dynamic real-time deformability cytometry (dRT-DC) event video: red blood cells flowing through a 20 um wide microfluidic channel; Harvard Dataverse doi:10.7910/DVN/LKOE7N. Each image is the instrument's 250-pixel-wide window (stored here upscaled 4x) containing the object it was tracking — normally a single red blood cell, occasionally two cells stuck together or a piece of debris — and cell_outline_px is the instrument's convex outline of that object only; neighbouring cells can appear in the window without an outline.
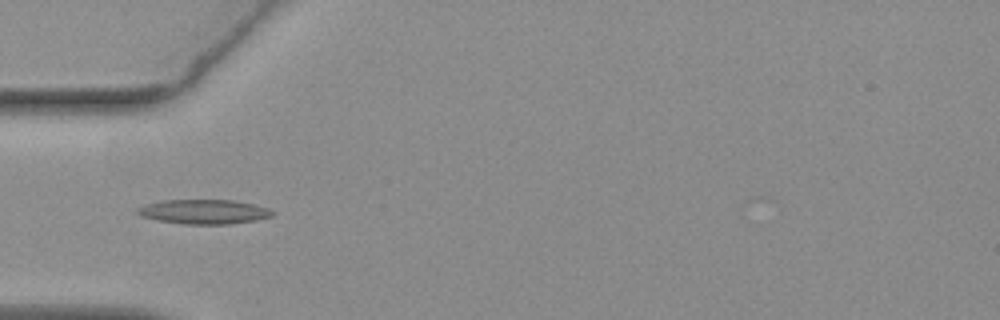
{"species": "common noctule bat (a hibernating species)", "species_latin": "Nyctalus noctula", "temperature_condition": "warm", "stored_images_in_passage": 26, "camera_frame_rate_fps": 3000, "um_per_image_px": 0.085, "animal": {"sex": "female", "body_mass_g": 19.3, "forearm_length_mm": 54.1}, "frame": {"image": 1, "passage_image": 4, "time_ms": 1.0, "image_size_px": [1000, 320], "cell_outline_px": [[276, 212], [272, 216], [256, 220], [228, 224], [184, 224], [156, 220], [140, 216], [136, 212], [136, 208], [144, 204], [164, 200], [232, 200], [252, 204], [268, 208]], "centroid_in_image_um": [17.3, 18.0], "position_along_channel_um": 67.7, "area_um2": 19.31}}
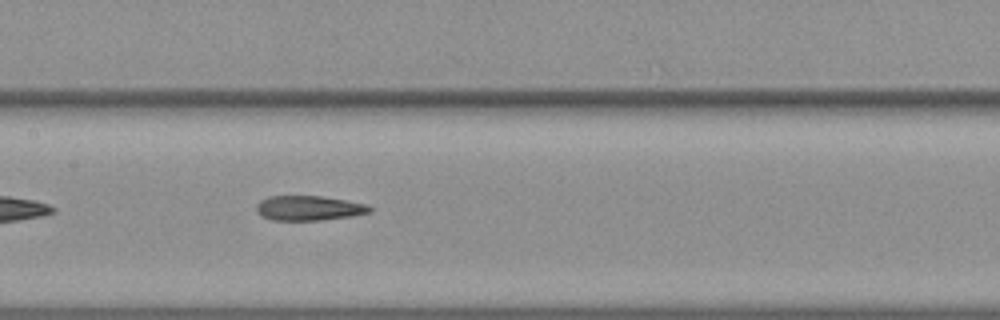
{"frame": {"image": 2, "passage_image": 13, "time_ms": 4.0, "image_size_px": [1000, 320], "cell_outline_px": [[372, 212], [352, 216], [320, 220], [272, 220], [256, 212], [256, 204], [260, 200], [268, 196], [320, 196], [368, 204], [372, 208]], "centroid_in_image_um": [26.25, 17.68], "position_along_channel_um": 181.1, "area_um2": 16.36}}
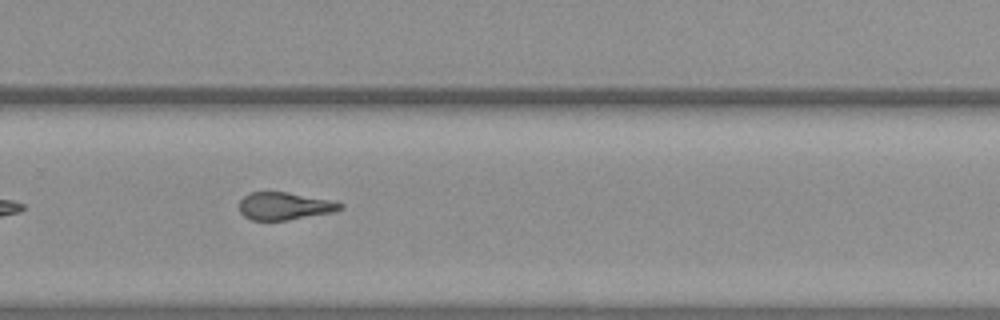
{"frame": {"image": 3, "passage_image": 23, "time_ms": 7.333, "image_size_px": [1000, 320], "cell_outline_px": [[344, 208], [332, 212], [288, 220], [252, 220], [244, 216], [240, 212], [240, 200], [248, 192], [288, 192], [328, 200], [344, 204]], "centroid_in_image_um": [24.16, 17.51], "position_along_channel_um": 305.6, "area_um2": 16.07}}